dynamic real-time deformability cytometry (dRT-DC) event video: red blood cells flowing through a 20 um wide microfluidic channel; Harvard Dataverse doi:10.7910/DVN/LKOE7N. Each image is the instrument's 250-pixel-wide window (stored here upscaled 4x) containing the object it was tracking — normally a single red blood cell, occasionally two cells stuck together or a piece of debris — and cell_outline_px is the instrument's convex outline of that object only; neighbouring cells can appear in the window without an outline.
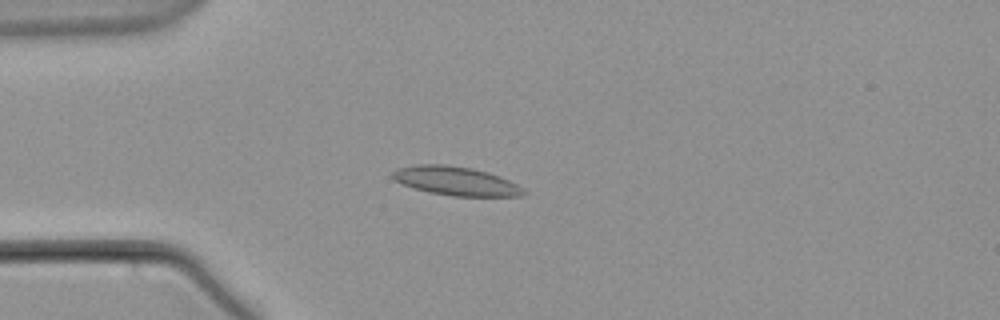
{"species": "common noctule bat (a hibernating species)", "species_latin": "Nyctalus noctula", "temperature_condition": "warm", "stored_images_in_passage": 60, "camera_frame_rate_fps": 3000, "um_per_image_px": 0.085, "animal": {"sex": "male", "body_mass_g": 21.5, "forearm_length_mm": 52.0}, "frame": {"image": 1, "passage_image": 17, "time_ms": 5.333, "image_size_px": [1000, 320], "cell_outline_px": [[528, 192], [524, 196], [452, 196], [428, 192], [400, 184], [392, 180], [392, 172], [396, 168], [416, 164], [444, 164], [472, 168], [488, 172], [500, 176], [524, 188]], "centroid_in_image_um": [38.72, 15.38], "position_along_channel_um": 46.3, "area_um2": 22.31}}
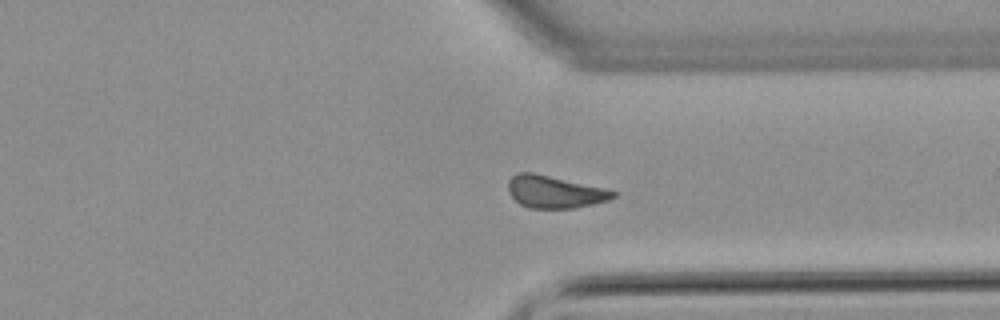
{"frame": {"image": 2, "passage_image": 46, "time_ms": 15.0, "image_size_px": [1000, 320], "cell_outline_px": [[616, 196], [608, 200], [576, 208], [528, 208], [520, 204], [508, 192], [508, 180], [512, 176], [520, 172], [532, 172], [604, 188], [616, 192]], "centroid_in_image_um": [47.12, 16.31], "position_along_channel_um": 364.3, "area_um2": 19.59}}
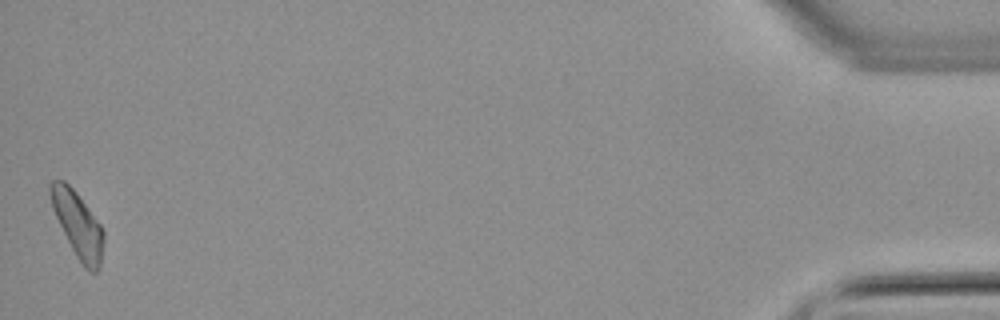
{"frame": {"image": 3, "passage_image": 60, "time_ms": 19.667, "image_size_px": [1000, 320], "cell_outline_px": [[104, 240], [100, 268], [96, 272], [88, 272], [84, 268], [76, 256], [52, 208], [48, 192], [48, 184], [52, 180], [64, 180], [76, 192], [100, 224], [104, 232]], "centroid_in_image_um": [6.61, 19.09], "position_along_channel_um": 428.6, "area_um2": 20.17}}